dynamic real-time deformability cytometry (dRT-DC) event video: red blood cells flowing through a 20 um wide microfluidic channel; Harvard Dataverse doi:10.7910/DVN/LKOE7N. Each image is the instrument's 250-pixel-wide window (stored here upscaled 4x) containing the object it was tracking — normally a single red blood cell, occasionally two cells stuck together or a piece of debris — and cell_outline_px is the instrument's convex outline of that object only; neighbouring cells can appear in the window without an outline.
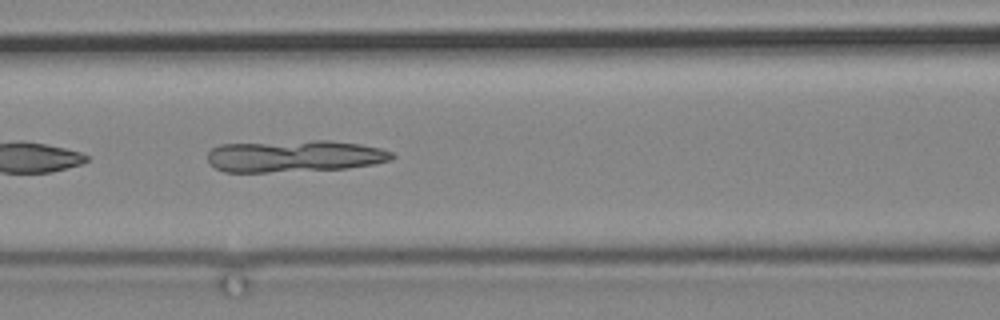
{"species": "common noctule bat (a hibernating species)", "species_latin": "Nyctalus noctula", "temperature_condition": "cold", "stored_images_in_passage": 10, "camera_frame_rate_fps": 3000, "um_per_image_px": 0.085, "animal": {"sex": "male", "body_mass_g": 19.2, "forearm_length_mm": 51.8}, "frame": {"image": 1, "passage_image": 10, "time_ms": 11.333, "image_size_px": [1000, 320], "cell_outline_px": [[396, 156], [392, 160], [372, 164], [348, 168], [268, 172], [224, 172], [216, 168], [208, 160], [208, 152], [212, 148], [220, 144], [316, 140], [328, 140], [360, 144], [380, 148], [392, 152]], "centroid_in_image_um": [25.04, 13.27], "position_along_channel_um": 141.6, "area_um2": 34.22}}